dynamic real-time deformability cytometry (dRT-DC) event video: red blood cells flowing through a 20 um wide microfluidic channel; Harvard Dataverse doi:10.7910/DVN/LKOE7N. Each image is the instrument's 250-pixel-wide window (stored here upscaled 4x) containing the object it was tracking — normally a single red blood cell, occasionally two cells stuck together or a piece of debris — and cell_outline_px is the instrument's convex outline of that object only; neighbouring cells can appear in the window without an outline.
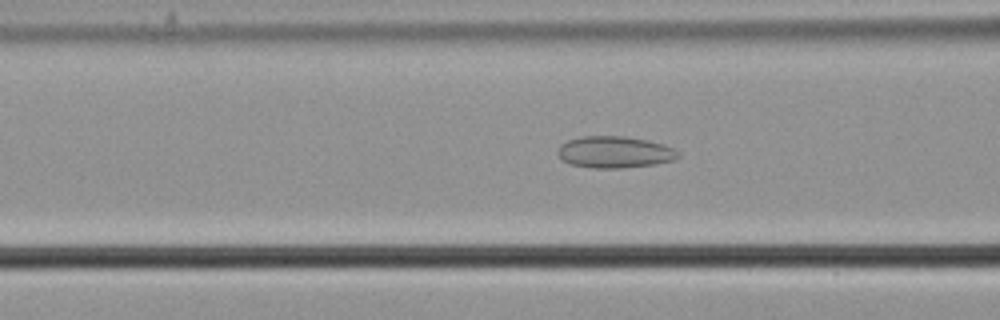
{"species": "common noctule bat (a hibernating species)", "species_latin": "Nyctalus noctula", "temperature_condition": "cold", "stored_images_in_passage": 56, "camera_frame_rate_fps": 3000, "um_per_image_px": 0.085, "animal": {"sex": "male", "body_mass_g": 21.5, "forearm_length_mm": 52.0}, "frame": {"image": 1, "passage_image": 23, "time_ms": 7.333, "image_size_px": [1000, 320], "cell_outline_px": [[680, 156], [676, 160], [656, 164], [620, 168], [592, 168], [572, 164], [560, 160], [556, 152], [560, 144], [568, 140], [580, 136], [624, 136], [648, 140], [664, 144], [680, 152]], "centroid_in_image_um": [52.24, 12.93], "position_along_channel_um": 114.4, "area_um2": 22.54}}
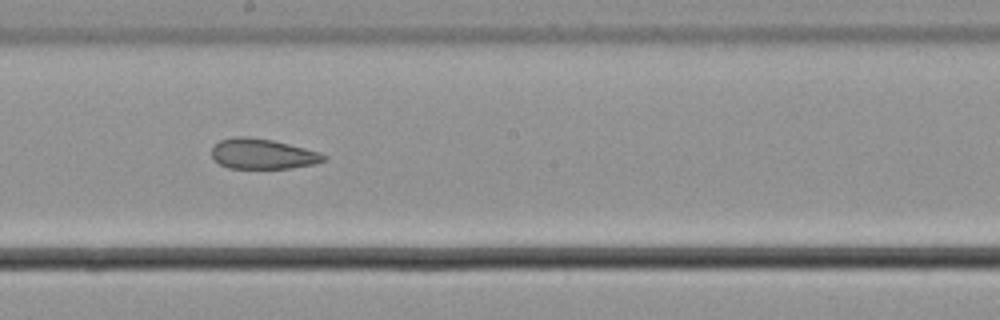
{"frame": {"image": 2, "passage_image": 32, "time_ms": 10.333, "image_size_px": [1000, 320], "cell_outline_px": [[328, 156], [324, 160], [316, 164], [288, 168], [228, 168], [220, 164], [212, 156], [212, 148], [220, 140], [232, 136], [248, 136], [272, 140], [320, 152]], "centroid_in_image_um": [22.32, 13.07], "position_along_channel_um": 225.9, "area_um2": 19.71}}
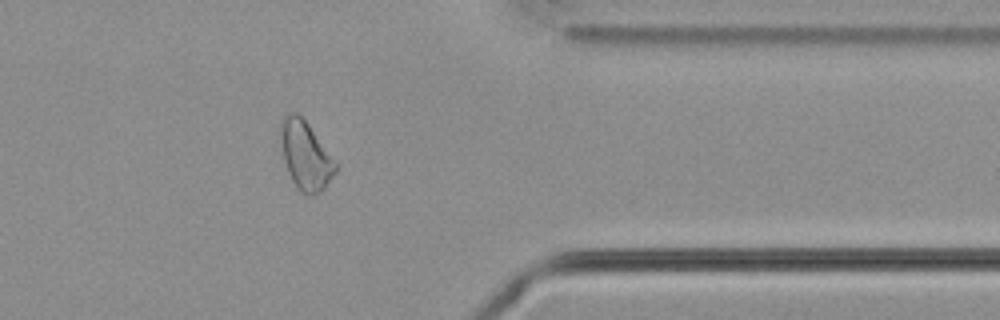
{"frame": {"image": 3, "passage_image": 46, "time_ms": 15.0, "image_size_px": [1000, 320], "cell_outline_px": [[340, 164], [336, 172], [324, 188], [320, 192], [312, 196], [308, 196], [300, 192], [296, 188], [288, 172], [276, 136], [280, 120], [288, 112], [296, 112], [308, 124]], "centroid_in_image_um": [25.94, 13.19], "position_along_channel_um": 385.5, "area_um2": 22.89}, "authors_computed_cell_mechanics": {"area_um2": 23.4379, "velocity_mm_per_s": 3.7221, "shape_relaxation_time_tau1_ms": null, "shape_relaxation_time_tau2_ms": 2.1854, "deformation_change_tau1": null, "deformation_change_tau2": 0.0978}}